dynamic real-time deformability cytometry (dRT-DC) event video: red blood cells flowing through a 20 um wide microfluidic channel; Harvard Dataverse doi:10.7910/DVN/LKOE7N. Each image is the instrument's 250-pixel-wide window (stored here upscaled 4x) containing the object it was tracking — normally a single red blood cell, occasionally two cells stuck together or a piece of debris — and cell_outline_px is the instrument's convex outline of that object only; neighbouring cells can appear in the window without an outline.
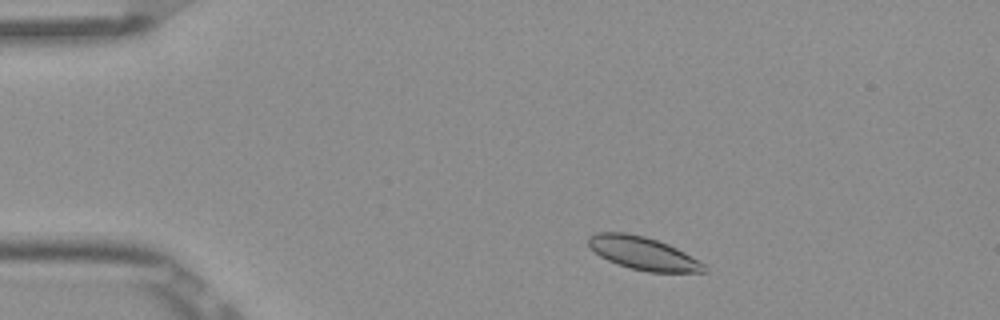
{"species": "Egyptian fruit bat (a non-hibernating species)", "species_latin": "Rousettus aegyptiacus", "temperature_condition": "room temperature", "stored_images_in_passage": 48, "camera_frame_rate_fps": 3000, "um_per_image_px": 0.085, "frame": {"image": 1, "passage_image": 5, "time_ms": 1.333, "image_size_px": [1000, 320], "cell_outline_px": [[708, 272], [648, 272], [616, 264], [600, 256], [588, 244], [588, 236], [596, 232], [624, 232], [644, 236], [668, 244], [700, 260], [708, 268]], "centroid_in_image_um": [54.68, 21.53], "position_along_channel_um": 30.3, "area_um2": 22.2}}
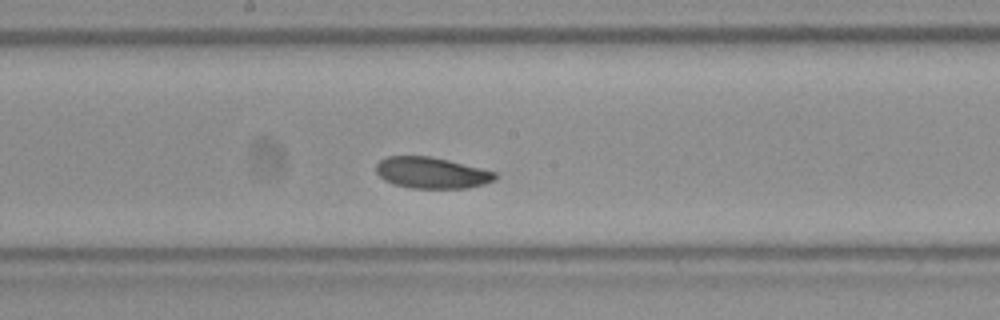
{"frame": {"image": 2, "passage_image": 24, "time_ms": 7.667, "image_size_px": [1000, 320], "cell_outline_px": [[496, 180], [484, 184], [468, 188], [412, 188], [396, 184], [384, 180], [376, 172], [376, 164], [380, 160], [388, 156], [428, 156], [448, 160], [496, 172]], "centroid_in_image_um": [36.69, 14.69], "position_along_channel_um": 211.5, "area_um2": 21.5}}
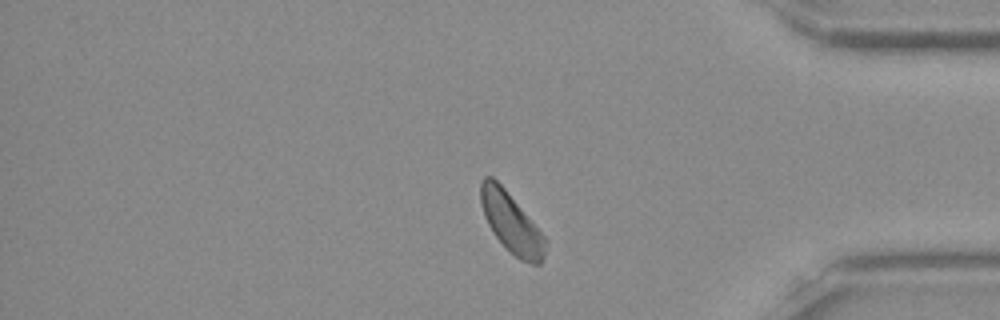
{"frame": {"image": 3, "passage_image": 40, "time_ms": 13.0, "image_size_px": [1000, 320], "cell_outline_px": [[548, 240], [544, 256], [540, 264], [532, 264], [520, 260], [492, 232], [484, 216], [480, 204], [480, 180], [484, 176], [492, 176], [504, 188]], "centroid_in_image_um": [43.45, 18.92], "position_along_channel_um": 391.8, "area_um2": 22.31}, "authors_computed_cell_mechanics": {"area_um2": 22.3397, "velocity_mm_per_s": 3.805, "shape_relaxation_time_tau1_ms": 2.6965, "shape_relaxation_time_tau2_ms": null, "deformation_change_tau1": 0.0723, "deformation_change_tau2": null}}